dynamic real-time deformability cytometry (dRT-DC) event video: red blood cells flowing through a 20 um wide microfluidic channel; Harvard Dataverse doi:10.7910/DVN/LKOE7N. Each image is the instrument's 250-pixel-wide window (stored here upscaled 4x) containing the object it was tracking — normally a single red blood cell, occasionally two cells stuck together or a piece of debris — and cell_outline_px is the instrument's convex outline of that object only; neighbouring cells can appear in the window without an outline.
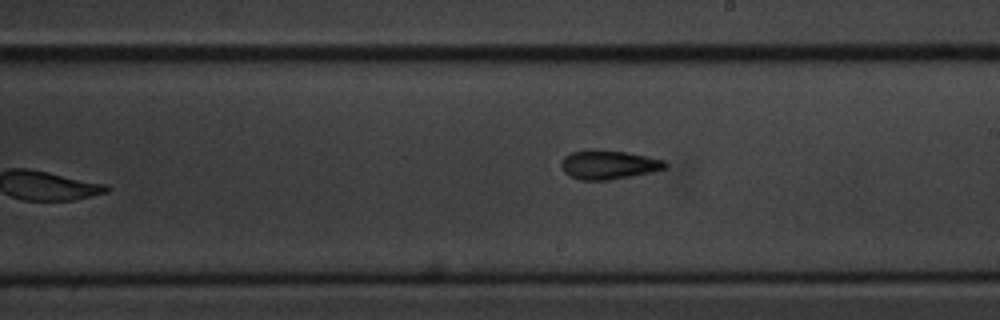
{"species": "common noctule bat (a hibernating species)", "species_latin": "Nyctalus noctula", "temperature_condition": "cold", "stored_images_in_passage": 10, "camera_frame_rate_fps": 3000, "um_per_image_px": 0.085, "animal": {"sex": "male", "body_mass_g": 20.1, "forearm_length_mm": 53.5}, "frame": {"image": 1, "passage_image": 10, "time_ms": 10.667, "image_size_px": [1000, 320], "cell_outline_px": [[668, 164], [664, 168], [652, 172], [632, 176], [608, 180], [580, 180], [568, 176], [564, 172], [560, 164], [564, 156], [572, 152], [588, 148], [596, 148], [624, 152], [648, 156], [664, 160]], "centroid_in_image_um": [51.68, 13.98], "position_along_channel_um": 237.3, "area_um2": 17.86}}